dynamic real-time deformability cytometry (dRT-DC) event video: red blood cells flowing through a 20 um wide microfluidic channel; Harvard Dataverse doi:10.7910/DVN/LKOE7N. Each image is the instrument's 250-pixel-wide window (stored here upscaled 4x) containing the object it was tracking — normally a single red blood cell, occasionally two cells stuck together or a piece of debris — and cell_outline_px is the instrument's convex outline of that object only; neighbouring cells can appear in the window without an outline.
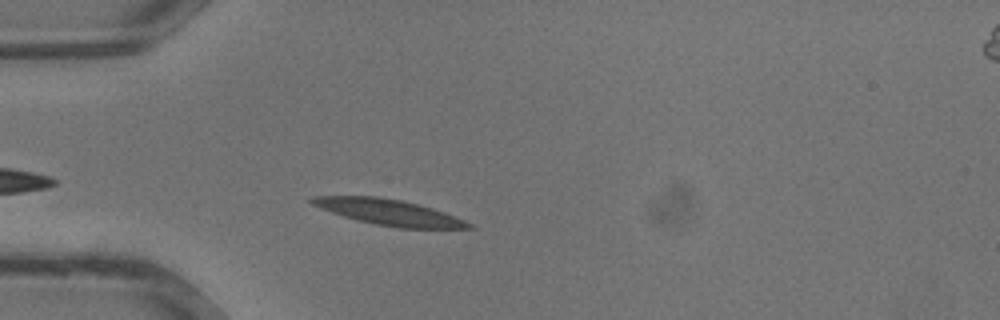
{"species": "common noctule bat (a hibernating species)", "species_latin": "Nyctalus noctula", "temperature_condition": "warm", "stored_images_in_passage": 27, "camera_frame_rate_fps": 3000, "um_per_image_px": 0.085, "animal": {"sex": "male", "body_mass_g": 13.3}, "frame": {"image": 1, "passage_image": 2, "time_ms": 0.333, "image_size_px": [1000, 320], "cell_outline_px": [[476, 228], [400, 228], [376, 224], [356, 220], [320, 208], [312, 204], [308, 200], [312, 196], [376, 196], [400, 200], [432, 208], [444, 212], [464, 220], [472, 224]], "centroid_in_image_um": [33.04, 18.04], "position_along_channel_um": 52.0, "area_um2": 23.24}}
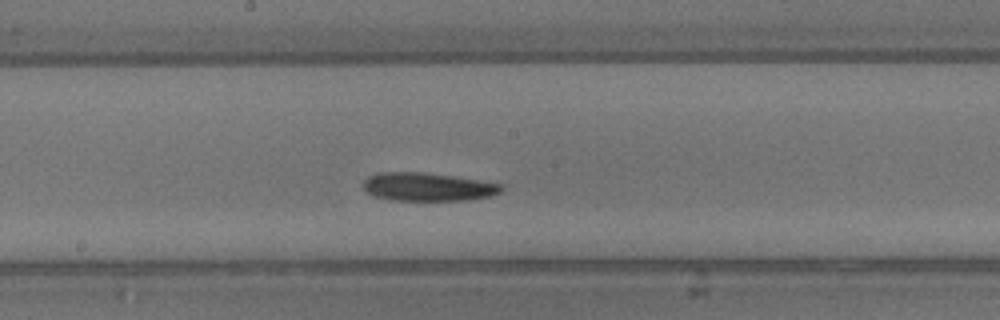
{"frame": {"image": 2, "passage_image": 11, "time_ms": 3.333, "image_size_px": [1000, 320], "cell_outline_px": [[504, 188], [500, 192], [492, 196], [468, 200], [392, 200], [376, 196], [368, 192], [364, 188], [364, 180], [368, 176], [380, 172], [420, 172], [452, 176], [504, 184]], "centroid_in_image_um": [36.4, 15.88], "position_along_channel_um": 211.8, "area_um2": 22.66}}
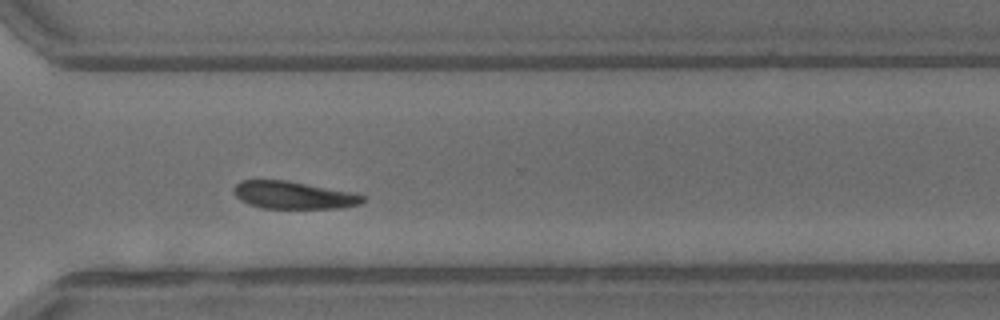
{"frame": {"image": 3, "passage_image": 18, "time_ms": 5.667, "image_size_px": [1000, 320], "cell_outline_px": [[368, 196], [360, 204], [340, 208], [264, 208], [248, 204], [240, 200], [232, 192], [232, 188], [240, 180], [284, 180], [356, 192]], "centroid_in_image_um": [24.97, 16.58], "position_along_channel_um": 345.6, "area_um2": 20.92}}